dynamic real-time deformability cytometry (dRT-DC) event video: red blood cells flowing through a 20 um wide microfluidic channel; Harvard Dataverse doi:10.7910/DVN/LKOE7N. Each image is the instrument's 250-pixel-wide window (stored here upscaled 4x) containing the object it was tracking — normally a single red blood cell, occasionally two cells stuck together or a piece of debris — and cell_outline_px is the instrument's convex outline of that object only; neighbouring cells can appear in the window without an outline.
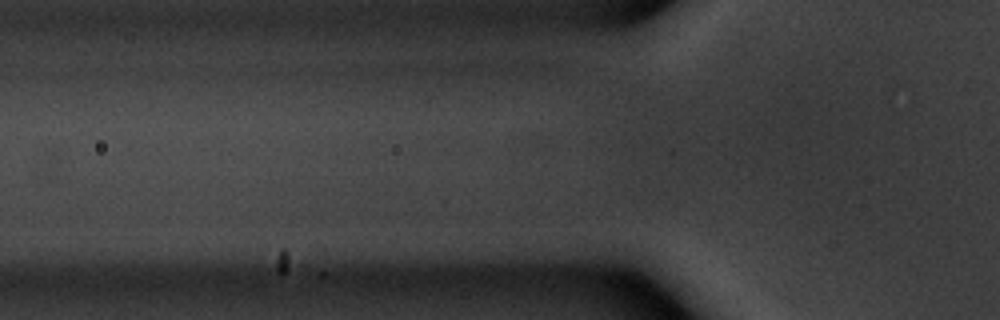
{"species": "common noctule bat (a hibernating species)", "species_latin": "Nyctalus noctula", "temperature_condition": "warm", "stored_images_in_passage": 5, "camera_frame_rate_fps": 3000, "um_per_image_px": 0.085, "animal": {"sex": "male", "body_mass_g": 20.1, "forearm_length_mm": 53.5}, "frame": {"image": 1, "passage_image": 2, "time_ms": 0.333, "image_size_px": [1000, 320], "cell_outline_px": [[192, 80], [184, 92], [180, 96], [172, 100], [132, 104], [76, 104], [56, 100], [52, 80], [52, 76], [184, 76]], "centroid_in_image_um": [10.07, 7.57], "position_along_channel_um": 115.7, "area_um2": 25.26}}